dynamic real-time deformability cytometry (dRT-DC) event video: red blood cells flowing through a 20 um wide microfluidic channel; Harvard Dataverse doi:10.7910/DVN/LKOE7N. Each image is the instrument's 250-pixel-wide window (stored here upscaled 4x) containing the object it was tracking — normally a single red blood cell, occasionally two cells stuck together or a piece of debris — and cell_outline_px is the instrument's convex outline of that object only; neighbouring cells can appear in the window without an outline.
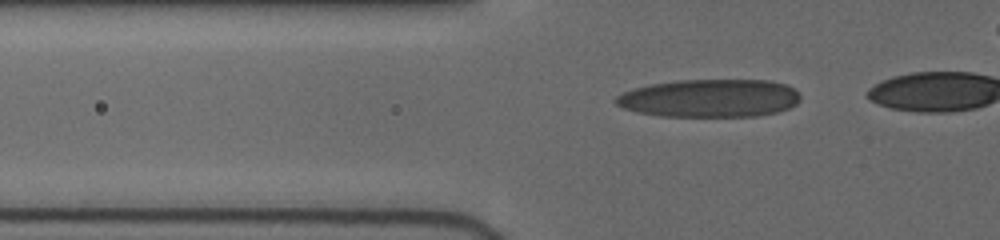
{"species": "human", "species_latin": "Homo sapiens", "temperature_condition": "cold", "stored_images_in_passage": 14, "camera_frame_rate_fps": 3000, "um_per_image_px": 0.085, "donor": {"sex": "female"}, "frame": {"image": 1, "passage_image": 12, "time_ms": 5.333, "image_size_px": [1000, 240], "cell_outline_px": [[800, 100], [796, 104], [788, 108], [776, 112], [756, 116], [660, 116], [640, 112], [624, 108], [616, 104], [612, 100], [616, 96], [632, 88], [652, 84], [676, 80], [768, 80], [788, 84], [800, 96]], "centroid_in_image_um": [60.32, 8.34], "position_along_channel_um": 65.5, "area_um2": 40.86}}